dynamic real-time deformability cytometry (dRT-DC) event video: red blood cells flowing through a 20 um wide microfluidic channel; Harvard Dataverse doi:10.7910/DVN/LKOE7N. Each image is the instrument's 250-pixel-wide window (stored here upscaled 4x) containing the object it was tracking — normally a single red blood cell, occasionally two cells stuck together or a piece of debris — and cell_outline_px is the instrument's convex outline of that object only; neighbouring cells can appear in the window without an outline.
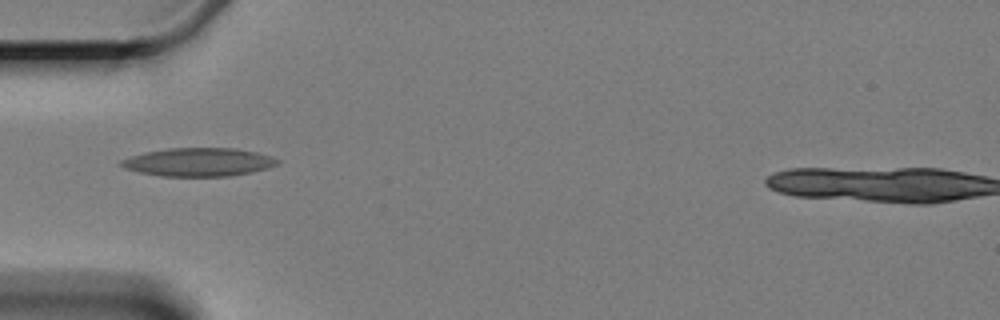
{"species": "Egyptian fruit bat (a non-hibernating species)", "species_latin": "Rousettus aegyptiacus", "temperature_condition": "cold", "stored_images_in_passage": 1, "camera_frame_rate_fps": 3000, "um_per_image_px": 0.085, "animal": {"sex": "female"}, "frame": {"image": 1, "passage_image": 1, "time_ms": 0.0, "image_size_px": [1000, 320], "cell_outline_px": [[280, 160], [276, 164], [264, 168], [248, 172], [228, 176], [164, 176], [140, 172], [124, 168], [120, 164], [120, 160], [144, 152], [168, 148], [236, 148], [256, 152], [272, 156]], "centroid_in_image_um": [16.85, 13.76], "position_along_channel_um": 68.2, "area_um2": 25.49}}